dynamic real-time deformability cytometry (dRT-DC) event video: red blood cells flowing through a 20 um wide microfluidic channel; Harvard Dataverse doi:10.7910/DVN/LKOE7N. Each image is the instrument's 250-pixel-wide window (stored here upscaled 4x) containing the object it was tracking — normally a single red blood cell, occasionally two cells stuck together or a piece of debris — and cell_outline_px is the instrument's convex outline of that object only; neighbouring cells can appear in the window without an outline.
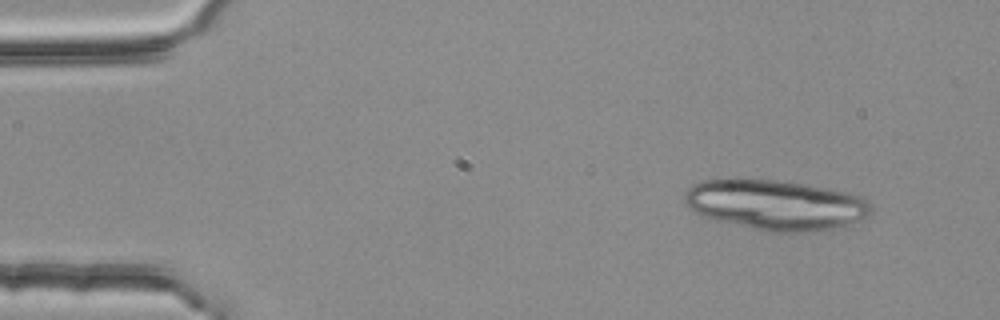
{"species": "common noctule bat (a hibernating species)", "species_latin": "Nyctalus noctula", "temperature_condition": "room temperature", "stored_images_in_passage": 3, "camera_frame_rate_fps": 3000, "um_per_image_px": 0.085, "animal": {"sex": "female", "body_mass_g": 25.1}, "frame": {"image": 1, "passage_image": 1, "time_ms": 0.0, "image_size_px": [1000, 320], "cell_outline_px": [[872, 212], [868, 216], [852, 224], [840, 228], [812, 232], [772, 232], [712, 220], [700, 216], [692, 212], [684, 204], [684, 196], [688, 188], [692, 184], [704, 180], [732, 176], [740, 176], [776, 180], [804, 184], [848, 192], [860, 196], [868, 200], [872, 208]], "centroid_in_image_um": [65.87, 17.39], "position_along_channel_um": 19.1, "area_um2": 56.12}}